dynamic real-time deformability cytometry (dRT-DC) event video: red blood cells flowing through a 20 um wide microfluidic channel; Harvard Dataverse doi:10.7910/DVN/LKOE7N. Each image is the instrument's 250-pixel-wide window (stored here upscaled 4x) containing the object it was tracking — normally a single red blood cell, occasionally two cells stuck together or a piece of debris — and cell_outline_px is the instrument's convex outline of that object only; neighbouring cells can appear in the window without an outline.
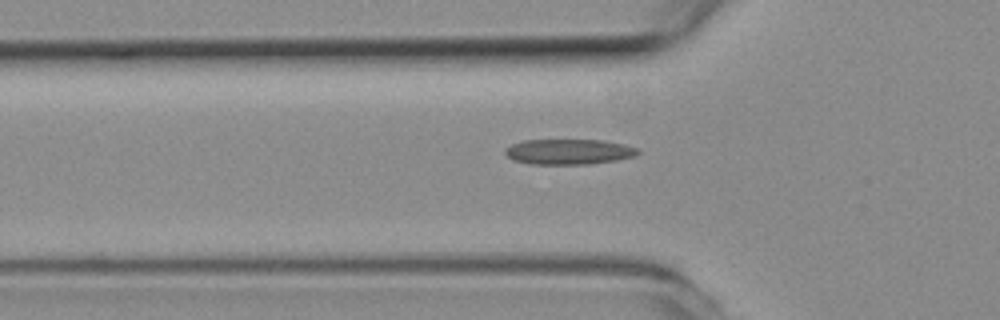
{"species": "common noctule bat (a hibernating species)", "species_latin": "Nyctalus noctula", "temperature_condition": "room temperature", "stored_images_in_passage": 34, "camera_frame_rate_fps": 3000, "um_per_image_px": 0.085, "animal": {"sex": "female", "body_mass_g": 19.3, "forearm_length_mm": 54.1}, "frame": {"image": 1, "passage_image": 6, "time_ms": 1.667, "image_size_px": [1000, 320], "cell_outline_px": [[640, 152], [636, 156], [616, 160], [588, 164], [532, 164], [512, 160], [504, 152], [504, 148], [512, 144], [524, 140], [604, 140], [624, 144], [640, 148]], "centroid_in_image_um": [48.37, 12.89], "position_along_channel_um": 77.4, "area_um2": 19.77}}
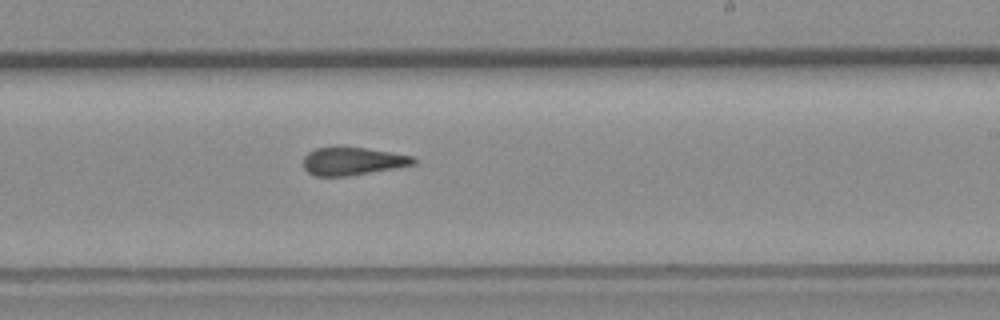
{"frame": {"image": 2, "passage_image": 21, "time_ms": 6.667, "image_size_px": [1000, 320], "cell_outline_px": [[416, 164], [348, 176], [316, 176], [308, 172], [304, 168], [304, 156], [308, 152], [316, 148], [336, 144], [340, 144], [392, 152], [412, 156], [416, 160]], "centroid_in_image_um": [29.93, 13.66], "position_along_channel_um": 259.1, "area_um2": 18.38}}
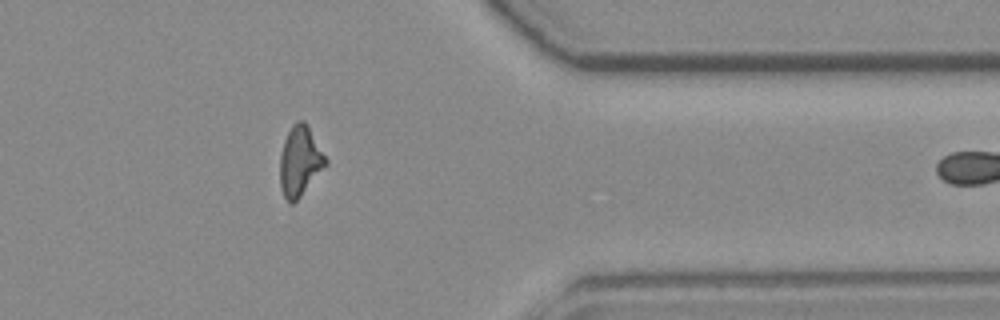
{"frame": {"image": 3, "passage_image": 33, "time_ms": 10.667, "image_size_px": [1000, 320], "cell_outline_px": [[328, 164], [300, 196], [292, 204], [288, 204], [284, 196], [280, 184], [280, 156], [284, 140], [292, 124], [296, 120], [304, 120], [308, 124], [328, 160]], "centroid_in_image_um": [25.5, 13.67], "position_along_channel_um": 385.9, "area_um2": 18.73}}